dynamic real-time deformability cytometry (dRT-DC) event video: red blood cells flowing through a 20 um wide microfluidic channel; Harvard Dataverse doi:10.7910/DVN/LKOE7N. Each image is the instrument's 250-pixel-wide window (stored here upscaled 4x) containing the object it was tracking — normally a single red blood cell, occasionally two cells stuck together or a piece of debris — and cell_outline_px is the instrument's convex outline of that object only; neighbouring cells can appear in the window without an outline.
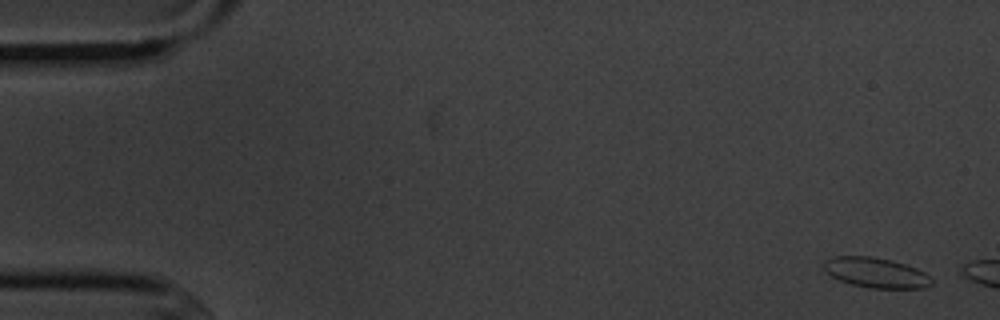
{"species": "common noctule bat (a hibernating species)", "species_latin": "Nyctalus noctula", "temperature_condition": "cold", "stored_images_in_passage": 3, "camera_frame_rate_fps": 3000, "um_per_image_px": 0.085, "animal": {"sex": "male", "body_mass_g": 20.1, "forearm_length_mm": 53.5}, "frame": {"image": 1, "passage_image": 1, "time_ms": 0.0, "image_size_px": [1000, 320], "cell_outline_px": [[932, 284], [924, 288], [868, 288], [852, 284], [840, 280], [832, 276], [824, 268], [824, 260], [832, 256], [872, 256], [892, 260], [916, 268], [924, 272], [932, 280]], "centroid_in_image_um": [74.45, 23.17], "position_along_channel_um": 10.6, "area_um2": 18.84}}